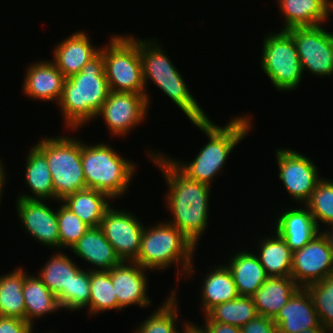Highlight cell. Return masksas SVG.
I'll use <instances>...</instances> for the list:
<instances>
[{
  "instance_id": "45",
  "label": "cell",
  "mask_w": 333,
  "mask_h": 333,
  "mask_svg": "<svg viewBox=\"0 0 333 333\" xmlns=\"http://www.w3.org/2000/svg\"><path fill=\"white\" fill-rule=\"evenodd\" d=\"M302 333H329L324 327H313L306 329Z\"/></svg>"
},
{
  "instance_id": "42",
  "label": "cell",
  "mask_w": 333,
  "mask_h": 333,
  "mask_svg": "<svg viewBox=\"0 0 333 333\" xmlns=\"http://www.w3.org/2000/svg\"><path fill=\"white\" fill-rule=\"evenodd\" d=\"M188 322V323H187ZM185 324H182L181 327L183 332L180 330V333H206V331L203 329V327L200 325L197 326L193 322L185 321Z\"/></svg>"
},
{
  "instance_id": "36",
  "label": "cell",
  "mask_w": 333,
  "mask_h": 333,
  "mask_svg": "<svg viewBox=\"0 0 333 333\" xmlns=\"http://www.w3.org/2000/svg\"><path fill=\"white\" fill-rule=\"evenodd\" d=\"M310 292L322 326L333 333V275L306 287Z\"/></svg>"
},
{
  "instance_id": "15",
  "label": "cell",
  "mask_w": 333,
  "mask_h": 333,
  "mask_svg": "<svg viewBox=\"0 0 333 333\" xmlns=\"http://www.w3.org/2000/svg\"><path fill=\"white\" fill-rule=\"evenodd\" d=\"M16 214L23 229L39 244L52 249H60L57 210L47 205L45 200L16 198Z\"/></svg>"
},
{
  "instance_id": "25",
  "label": "cell",
  "mask_w": 333,
  "mask_h": 333,
  "mask_svg": "<svg viewBox=\"0 0 333 333\" xmlns=\"http://www.w3.org/2000/svg\"><path fill=\"white\" fill-rule=\"evenodd\" d=\"M299 288L291 277H268L251 296L258 315L274 319Z\"/></svg>"
},
{
  "instance_id": "35",
  "label": "cell",
  "mask_w": 333,
  "mask_h": 333,
  "mask_svg": "<svg viewBox=\"0 0 333 333\" xmlns=\"http://www.w3.org/2000/svg\"><path fill=\"white\" fill-rule=\"evenodd\" d=\"M319 229L333 224V180L322 178L304 203ZM321 223V224H320Z\"/></svg>"
},
{
  "instance_id": "9",
  "label": "cell",
  "mask_w": 333,
  "mask_h": 333,
  "mask_svg": "<svg viewBox=\"0 0 333 333\" xmlns=\"http://www.w3.org/2000/svg\"><path fill=\"white\" fill-rule=\"evenodd\" d=\"M263 40L260 66L264 73L279 92L294 91L304 72L292 36L280 30L266 34Z\"/></svg>"
},
{
  "instance_id": "38",
  "label": "cell",
  "mask_w": 333,
  "mask_h": 333,
  "mask_svg": "<svg viewBox=\"0 0 333 333\" xmlns=\"http://www.w3.org/2000/svg\"><path fill=\"white\" fill-rule=\"evenodd\" d=\"M90 271L80 269L71 279L70 304L65 310L78 311L87 308L89 315Z\"/></svg>"
},
{
  "instance_id": "3",
  "label": "cell",
  "mask_w": 333,
  "mask_h": 333,
  "mask_svg": "<svg viewBox=\"0 0 333 333\" xmlns=\"http://www.w3.org/2000/svg\"><path fill=\"white\" fill-rule=\"evenodd\" d=\"M109 91L103 53L99 51L78 74L65 78L62 97L57 105L66 128L78 130L95 120Z\"/></svg>"
},
{
  "instance_id": "4",
  "label": "cell",
  "mask_w": 333,
  "mask_h": 333,
  "mask_svg": "<svg viewBox=\"0 0 333 333\" xmlns=\"http://www.w3.org/2000/svg\"><path fill=\"white\" fill-rule=\"evenodd\" d=\"M139 44V53L142 63L143 80L145 84V97L150 105L149 94H147V81L153 82L162 90L169 99L182 110L191 122L205 121L209 119L206 112L198 104L199 102L189 91L185 79L172 64L162 45L148 39H139L130 35Z\"/></svg>"
},
{
  "instance_id": "8",
  "label": "cell",
  "mask_w": 333,
  "mask_h": 333,
  "mask_svg": "<svg viewBox=\"0 0 333 333\" xmlns=\"http://www.w3.org/2000/svg\"><path fill=\"white\" fill-rule=\"evenodd\" d=\"M110 39L100 48L109 90L145 95L139 44L128 34Z\"/></svg>"
},
{
  "instance_id": "44",
  "label": "cell",
  "mask_w": 333,
  "mask_h": 333,
  "mask_svg": "<svg viewBox=\"0 0 333 333\" xmlns=\"http://www.w3.org/2000/svg\"><path fill=\"white\" fill-rule=\"evenodd\" d=\"M3 161H1L0 160V205H1V197H3L2 195H3V188H5V186H6V177H7V172H6V170H4L5 168V166H3V163H2Z\"/></svg>"
},
{
  "instance_id": "7",
  "label": "cell",
  "mask_w": 333,
  "mask_h": 333,
  "mask_svg": "<svg viewBox=\"0 0 333 333\" xmlns=\"http://www.w3.org/2000/svg\"><path fill=\"white\" fill-rule=\"evenodd\" d=\"M34 145L47 159L56 201L87 188L81 163L82 139L61 135L41 138Z\"/></svg>"
},
{
  "instance_id": "27",
  "label": "cell",
  "mask_w": 333,
  "mask_h": 333,
  "mask_svg": "<svg viewBox=\"0 0 333 333\" xmlns=\"http://www.w3.org/2000/svg\"><path fill=\"white\" fill-rule=\"evenodd\" d=\"M201 287V307L206 315L212 308L234 300L239 296L231 271L227 265L218 264L210 268Z\"/></svg>"
},
{
  "instance_id": "18",
  "label": "cell",
  "mask_w": 333,
  "mask_h": 333,
  "mask_svg": "<svg viewBox=\"0 0 333 333\" xmlns=\"http://www.w3.org/2000/svg\"><path fill=\"white\" fill-rule=\"evenodd\" d=\"M278 333H302L313 327H323L307 288L300 287L273 319Z\"/></svg>"
},
{
  "instance_id": "29",
  "label": "cell",
  "mask_w": 333,
  "mask_h": 333,
  "mask_svg": "<svg viewBox=\"0 0 333 333\" xmlns=\"http://www.w3.org/2000/svg\"><path fill=\"white\" fill-rule=\"evenodd\" d=\"M111 198L98 190L86 188L66 196L61 202L89 227H99Z\"/></svg>"
},
{
  "instance_id": "5",
  "label": "cell",
  "mask_w": 333,
  "mask_h": 333,
  "mask_svg": "<svg viewBox=\"0 0 333 333\" xmlns=\"http://www.w3.org/2000/svg\"><path fill=\"white\" fill-rule=\"evenodd\" d=\"M157 223L149 228L144 226L140 251L134 262L150 271H163L176 265L177 282L182 276L190 279L196 271L193 265L195 245L167 221Z\"/></svg>"
},
{
  "instance_id": "26",
  "label": "cell",
  "mask_w": 333,
  "mask_h": 333,
  "mask_svg": "<svg viewBox=\"0 0 333 333\" xmlns=\"http://www.w3.org/2000/svg\"><path fill=\"white\" fill-rule=\"evenodd\" d=\"M24 182L31 195L21 194L17 198L30 200H55L52 175L45 155L35 146L31 147L26 157ZM52 198V199H51Z\"/></svg>"
},
{
  "instance_id": "19",
  "label": "cell",
  "mask_w": 333,
  "mask_h": 333,
  "mask_svg": "<svg viewBox=\"0 0 333 333\" xmlns=\"http://www.w3.org/2000/svg\"><path fill=\"white\" fill-rule=\"evenodd\" d=\"M293 208L287 207L279 211L275 221L276 232L285 240L292 251L302 249L318 233V228L309 209L305 205ZM304 206V208H303ZM299 208V209H298Z\"/></svg>"
},
{
  "instance_id": "17",
  "label": "cell",
  "mask_w": 333,
  "mask_h": 333,
  "mask_svg": "<svg viewBox=\"0 0 333 333\" xmlns=\"http://www.w3.org/2000/svg\"><path fill=\"white\" fill-rule=\"evenodd\" d=\"M27 70V71H26ZM23 92L28 98L59 103L65 77L53 61L47 59L29 64L25 69Z\"/></svg>"
},
{
  "instance_id": "20",
  "label": "cell",
  "mask_w": 333,
  "mask_h": 333,
  "mask_svg": "<svg viewBox=\"0 0 333 333\" xmlns=\"http://www.w3.org/2000/svg\"><path fill=\"white\" fill-rule=\"evenodd\" d=\"M87 32H74L59 42L53 50V62L65 78L78 74L83 66L93 58L100 47H94Z\"/></svg>"
},
{
  "instance_id": "14",
  "label": "cell",
  "mask_w": 333,
  "mask_h": 333,
  "mask_svg": "<svg viewBox=\"0 0 333 333\" xmlns=\"http://www.w3.org/2000/svg\"><path fill=\"white\" fill-rule=\"evenodd\" d=\"M330 275H333V257L320 232L302 249L293 251L291 278L306 288Z\"/></svg>"
},
{
  "instance_id": "28",
  "label": "cell",
  "mask_w": 333,
  "mask_h": 333,
  "mask_svg": "<svg viewBox=\"0 0 333 333\" xmlns=\"http://www.w3.org/2000/svg\"><path fill=\"white\" fill-rule=\"evenodd\" d=\"M273 234L258 240L255 253L269 277H291L293 251L275 230Z\"/></svg>"
},
{
  "instance_id": "39",
  "label": "cell",
  "mask_w": 333,
  "mask_h": 333,
  "mask_svg": "<svg viewBox=\"0 0 333 333\" xmlns=\"http://www.w3.org/2000/svg\"><path fill=\"white\" fill-rule=\"evenodd\" d=\"M240 329L241 333H278V327L273 319L262 315H257Z\"/></svg>"
},
{
  "instance_id": "16",
  "label": "cell",
  "mask_w": 333,
  "mask_h": 333,
  "mask_svg": "<svg viewBox=\"0 0 333 333\" xmlns=\"http://www.w3.org/2000/svg\"><path fill=\"white\" fill-rule=\"evenodd\" d=\"M146 271L149 270L136 262L125 261L109 270L117 302L122 309L130 305H138L141 308L151 305L152 300L147 296L149 274Z\"/></svg>"
},
{
  "instance_id": "2",
  "label": "cell",
  "mask_w": 333,
  "mask_h": 333,
  "mask_svg": "<svg viewBox=\"0 0 333 333\" xmlns=\"http://www.w3.org/2000/svg\"><path fill=\"white\" fill-rule=\"evenodd\" d=\"M252 117L249 113L235 116L224 126H218L210 119L192 122L197 129L205 133L208 143L200 148L199 153L190 162L184 163L183 160L166 156L187 177L212 187L213 179L222 172L233 149L250 133L253 126Z\"/></svg>"
},
{
  "instance_id": "22",
  "label": "cell",
  "mask_w": 333,
  "mask_h": 333,
  "mask_svg": "<svg viewBox=\"0 0 333 333\" xmlns=\"http://www.w3.org/2000/svg\"><path fill=\"white\" fill-rule=\"evenodd\" d=\"M40 269L36 275L56 296L60 308L65 309L70 304L71 279L81 268L58 249Z\"/></svg>"
},
{
  "instance_id": "12",
  "label": "cell",
  "mask_w": 333,
  "mask_h": 333,
  "mask_svg": "<svg viewBox=\"0 0 333 333\" xmlns=\"http://www.w3.org/2000/svg\"><path fill=\"white\" fill-rule=\"evenodd\" d=\"M148 107L145 95L109 91L96 118L102 116L110 135L123 137L144 122L148 115Z\"/></svg>"
},
{
  "instance_id": "32",
  "label": "cell",
  "mask_w": 333,
  "mask_h": 333,
  "mask_svg": "<svg viewBox=\"0 0 333 333\" xmlns=\"http://www.w3.org/2000/svg\"><path fill=\"white\" fill-rule=\"evenodd\" d=\"M178 292L173 288L166 301L137 327L133 333H180L176 323L179 319Z\"/></svg>"
},
{
  "instance_id": "13",
  "label": "cell",
  "mask_w": 333,
  "mask_h": 333,
  "mask_svg": "<svg viewBox=\"0 0 333 333\" xmlns=\"http://www.w3.org/2000/svg\"><path fill=\"white\" fill-rule=\"evenodd\" d=\"M127 210L110 207L104 214L100 228L121 261L134 262L140 251L144 224Z\"/></svg>"
},
{
  "instance_id": "34",
  "label": "cell",
  "mask_w": 333,
  "mask_h": 333,
  "mask_svg": "<svg viewBox=\"0 0 333 333\" xmlns=\"http://www.w3.org/2000/svg\"><path fill=\"white\" fill-rule=\"evenodd\" d=\"M207 315L215 322L227 323L241 328L258 313L250 296H238L234 300L218 304Z\"/></svg>"
},
{
  "instance_id": "37",
  "label": "cell",
  "mask_w": 333,
  "mask_h": 333,
  "mask_svg": "<svg viewBox=\"0 0 333 333\" xmlns=\"http://www.w3.org/2000/svg\"><path fill=\"white\" fill-rule=\"evenodd\" d=\"M57 208L58 229L61 249L69 250L90 228L60 201Z\"/></svg>"
},
{
  "instance_id": "41",
  "label": "cell",
  "mask_w": 333,
  "mask_h": 333,
  "mask_svg": "<svg viewBox=\"0 0 333 333\" xmlns=\"http://www.w3.org/2000/svg\"><path fill=\"white\" fill-rule=\"evenodd\" d=\"M204 316L205 324L201 326L206 333H241V329L237 326L222 322H215L207 314Z\"/></svg>"
},
{
  "instance_id": "30",
  "label": "cell",
  "mask_w": 333,
  "mask_h": 333,
  "mask_svg": "<svg viewBox=\"0 0 333 333\" xmlns=\"http://www.w3.org/2000/svg\"><path fill=\"white\" fill-rule=\"evenodd\" d=\"M25 321L33 328L34 320L61 309L56 296L35 274H27L23 286Z\"/></svg>"
},
{
  "instance_id": "40",
  "label": "cell",
  "mask_w": 333,
  "mask_h": 333,
  "mask_svg": "<svg viewBox=\"0 0 333 333\" xmlns=\"http://www.w3.org/2000/svg\"><path fill=\"white\" fill-rule=\"evenodd\" d=\"M33 328L23 319L0 316V333H31Z\"/></svg>"
},
{
  "instance_id": "1",
  "label": "cell",
  "mask_w": 333,
  "mask_h": 333,
  "mask_svg": "<svg viewBox=\"0 0 333 333\" xmlns=\"http://www.w3.org/2000/svg\"><path fill=\"white\" fill-rule=\"evenodd\" d=\"M148 151L146 150L149 160L160 169L169 189L164 199L167 204L165 206L168 207L173 218L166 221H169L168 223L175 226L195 247H198V241L208 227L209 198L212 187L187 177L163 152Z\"/></svg>"
},
{
  "instance_id": "11",
  "label": "cell",
  "mask_w": 333,
  "mask_h": 333,
  "mask_svg": "<svg viewBox=\"0 0 333 333\" xmlns=\"http://www.w3.org/2000/svg\"><path fill=\"white\" fill-rule=\"evenodd\" d=\"M278 165V177L289 193L291 200L305 203L317 183L322 179L316 163L307 156L291 148H279L275 151ZM293 198V199H292Z\"/></svg>"
},
{
  "instance_id": "43",
  "label": "cell",
  "mask_w": 333,
  "mask_h": 333,
  "mask_svg": "<svg viewBox=\"0 0 333 333\" xmlns=\"http://www.w3.org/2000/svg\"><path fill=\"white\" fill-rule=\"evenodd\" d=\"M320 230H322L321 233L328 242V246H329V249H330V251L332 253V257H333V224L329 225L326 230H323L322 228Z\"/></svg>"
},
{
  "instance_id": "10",
  "label": "cell",
  "mask_w": 333,
  "mask_h": 333,
  "mask_svg": "<svg viewBox=\"0 0 333 333\" xmlns=\"http://www.w3.org/2000/svg\"><path fill=\"white\" fill-rule=\"evenodd\" d=\"M286 31L294 40L303 72L324 78L333 75V32L322 24Z\"/></svg>"
},
{
  "instance_id": "23",
  "label": "cell",
  "mask_w": 333,
  "mask_h": 333,
  "mask_svg": "<svg viewBox=\"0 0 333 333\" xmlns=\"http://www.w3.org/2000/svg\"><path fill=\"white\" fill-rule=\"evenodd\" d=\"M284 16L281 30L325 24L332 13L333 0H277Z\"/></svg>"
},
{
  "instance_id": "33",
  "label": "cell",
  "mask_w": 333,
  "mask_h": 333,
  "mask_svg": "<svg viewBox=\"0 0 333 333\" xmlns=\"http://www.w3.org/2000/svg\"><path fill=\"white\" fill-rule=\"evenodd\" d=\"M110 310L123 311L118 305L109 271H90L89 316Z\"/></svg>"
},
{
  "instance_id": "21",
  "label": "cell",
  "mask_w": 333,
  "mask_h": 333,
  "mask_svg": "<svg viewBox=\"0 0 333 333\" xmlns=\"http://www.w3.org/2000/svg\"><path fill=\"white\" fill-rule=\"evenodd\" d=\"M70 251L91 264L89 271H109L121 262L100 227H90Z\"/></svg>"
},
{
  "instance_id": "24",
  "label": "cell",
  "mask_w": 333,
  "mask_h": 333,
  "mask_svg": "<svg viewBox=\"0 0 333 333\" xmlns=\"http://www.w3.org/2000/svg\"><path fill=\"white\" fill-rule=\"evenodd\" d=\"M238 250L226 265L231 271L239 296L251 297L269 276L256 253L251 250Z\"/></svg>"
},
{
  "instance_id": "31",
  "label": "cell",
  "mask_w": 333,
  "mask_h": 333,
  "mask_svg": "<svg viewBox=\"0 0 333 333\" xmlns=\"http://www.w3.org/2000/svg\"><path fill=\"white\" fill-rule=\"evenodd\" d=\"M28 272L24 268L0 276V316L16 317L25 320L23 286Z\"/></svg>"
},
{
  "instance_id": "6",
  "label": "cell",
  "mask_w": 333,
  "mask_h": 333,
  "mask_svg": "<svg viewBox=\"0 0 333 333\" xmlns=\"http://www.w3.org/2000/svg\"><path fill=\"white\" fill-rule=\"evenodd\" d=\"M81 163L86 187L101 191L112 200L125 195L136 174V164L104 142L88 145L82 141Z\"/></svg>"
}]
</instances>
